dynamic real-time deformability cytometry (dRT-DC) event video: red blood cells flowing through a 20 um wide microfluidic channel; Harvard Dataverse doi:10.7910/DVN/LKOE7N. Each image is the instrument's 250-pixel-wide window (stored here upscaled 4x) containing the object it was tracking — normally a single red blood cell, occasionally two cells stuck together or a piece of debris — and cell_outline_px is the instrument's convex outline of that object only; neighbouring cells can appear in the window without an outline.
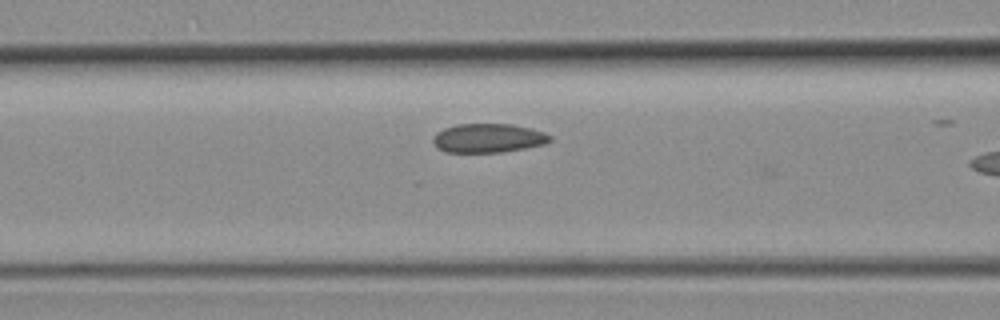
{"species": "common noctule bat (a hibernating species)", "species_latin": "Nyctalus noctula", "temperature_condition": "room temperature", "stored_images_in_passage": 9, "camera_frame_rate_fps": 3000, "um_per_image_px": 0.085, "animal": {"sex": "female", "body_mass_g": 19.3, "forearm_length_mm": 54.1}, "frame": {"image": 1, "passage_image": 8, "time_ms": 2.333, "image_size_px": [1000, 320], "cell_outline_px": [[552, 140], [544, 144], [504, 152], [444, 152], [436, 148], [432, 140], [432, 136], [436, 132], [444, 128], [456, 124], [512, 124], [532, 128], [544, 132], [552, 136]], "centroid_in_image_um": [41.47, 11.73], "position_along_channel_um": 125.1, "area_um2": 20.0}}